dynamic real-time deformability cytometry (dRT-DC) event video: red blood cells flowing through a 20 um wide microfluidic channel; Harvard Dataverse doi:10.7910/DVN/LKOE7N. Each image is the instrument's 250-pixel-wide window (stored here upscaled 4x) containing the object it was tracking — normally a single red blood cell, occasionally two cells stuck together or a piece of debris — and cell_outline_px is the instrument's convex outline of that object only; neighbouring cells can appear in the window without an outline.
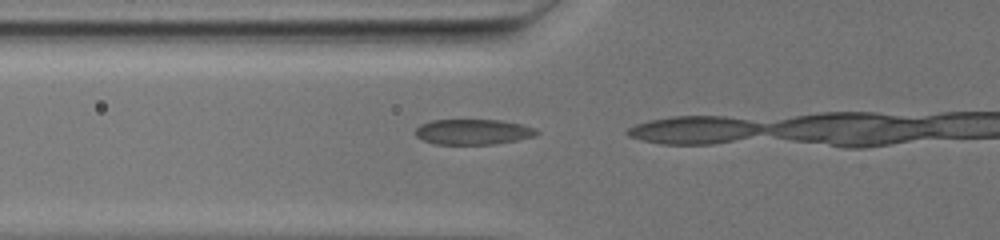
{"species": "common noctule bat (a hibernating species)", "species_latin": "Nyctalus noctula", "temperature_condition": "warm", "stored_images_in_passage": 5, "camera_frame_rate_fps": 3000, "um_per_image_px": 0.085, "animal": {"sex": "female", "body_mass_g": 19.5, "forearm_length_mm": 54.1}, "frame": {"image": 1, "passage_image": 2, "time_ms": 0.333, "image_size_px": [1000, 240], "cell_outline_px": [[540, 132], [536, 136], [496, 144], [436, 144], [424, 140], [416, 136], [416, 128], [420, 124], [432, 120], [504, 120], [536, 128]], "centroid_in_image_um": [40.24, 11.2], "position_along_channel_um": 85.6, "area_um2": 17.98}}